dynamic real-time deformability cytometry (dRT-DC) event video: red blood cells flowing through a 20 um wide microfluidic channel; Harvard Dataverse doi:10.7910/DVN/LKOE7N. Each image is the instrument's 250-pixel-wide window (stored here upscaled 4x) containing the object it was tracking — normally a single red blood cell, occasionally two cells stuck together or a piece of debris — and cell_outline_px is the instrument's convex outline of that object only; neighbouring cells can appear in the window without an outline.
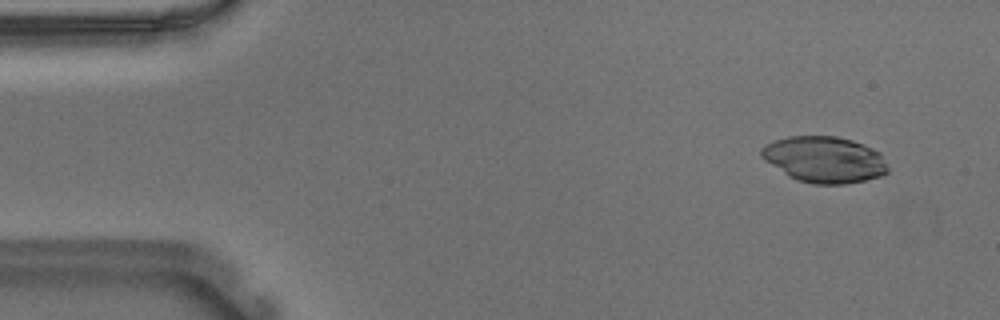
{"species": "Egyptian fruit bat (a non-hibernating species)", "species_latin": "Rousettus aegyptiacus", "temperature_condition": "warm", "stored_images_in_passage": 54, "camera_frame_rate_fps": 3000, "um_per_image_px": 0.085, "animal": {"sex": "male"}, "frame": {"image": 1, "passage_image": 4, "time_ms": 1.0, "image_size_px": [1000, 320], "cell_outline_px": [[888, 172], [880, 176], [864, 180], [844, 184], [816, 184], [796, 180], [788, 176], [764, 160], [760, 156], [760, 148], [776, 140], [788, 136], [836, 136], [852, 140], [864, 144], [880, 152], [888, 168]], "centroid_in_image_um": [70.07, 13.56], "position_along_channel_um": 14.9, "area_um2": 34.04}}